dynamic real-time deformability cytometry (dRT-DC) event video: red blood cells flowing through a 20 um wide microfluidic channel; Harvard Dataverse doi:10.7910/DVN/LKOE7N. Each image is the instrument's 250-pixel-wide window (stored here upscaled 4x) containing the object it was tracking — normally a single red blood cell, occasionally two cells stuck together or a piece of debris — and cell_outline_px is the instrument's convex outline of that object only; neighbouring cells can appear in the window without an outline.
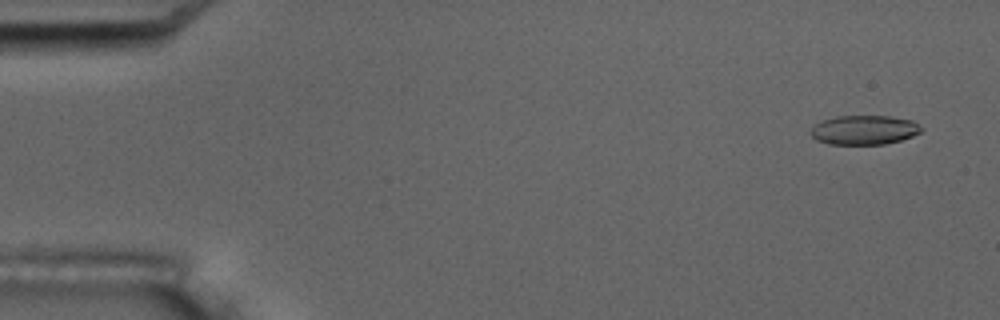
{"species": "common noctule bat (a hibernating species)", "species_latin": "Nyctalus noctula", "temperature_condition": "room temperature", "stored_images_in_passage": 6, "camera_frame_rate_fps": 3000, "um_per_image_px": 0.085, "animal": {"sex": "male", "body_mass_g": 17.5, "forearm_length_mm": 52.3}, "frame": {"image": 1, "passage_image": 1, "time_ms": 0.0, "image_size_px": [1000, 320], "cell_outline_px": [[924, 128], [920, 132], [912, 136], [900, 140], [884, 144], [828, 144], [816, 140], [808, 132], [816, 124], [824, 120], [836, 116], [892, 116], [912, 120], [920, 124]], "centroid_in_image_um": [73.47, 11.04], "position_along_channel_um": 11.5, "area_um2": 18.96}}
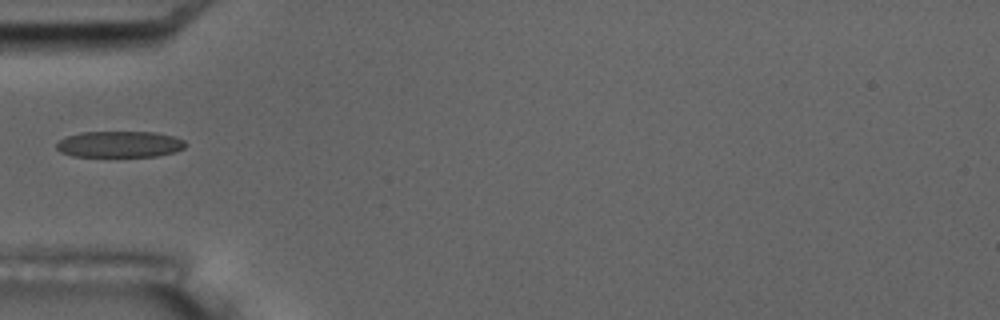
{"frame": {"image": 2, "passage_image": 6, "time_ms": 5.333, "image_size_px": [1000, 320], "cell_outline_px": [[188, 144], [184, 148], [176, 152], [156, 156], [72, 156], [60, 152], [56, 148], [56, 144], [60, 140], [68, 136], [80, 132], [152, 132], [172, 136], [184, 140]], "centroid_in_image_um": [10.18, 12.26], "position_along_channel_um": 74.8, "area_um2": 19.71}}